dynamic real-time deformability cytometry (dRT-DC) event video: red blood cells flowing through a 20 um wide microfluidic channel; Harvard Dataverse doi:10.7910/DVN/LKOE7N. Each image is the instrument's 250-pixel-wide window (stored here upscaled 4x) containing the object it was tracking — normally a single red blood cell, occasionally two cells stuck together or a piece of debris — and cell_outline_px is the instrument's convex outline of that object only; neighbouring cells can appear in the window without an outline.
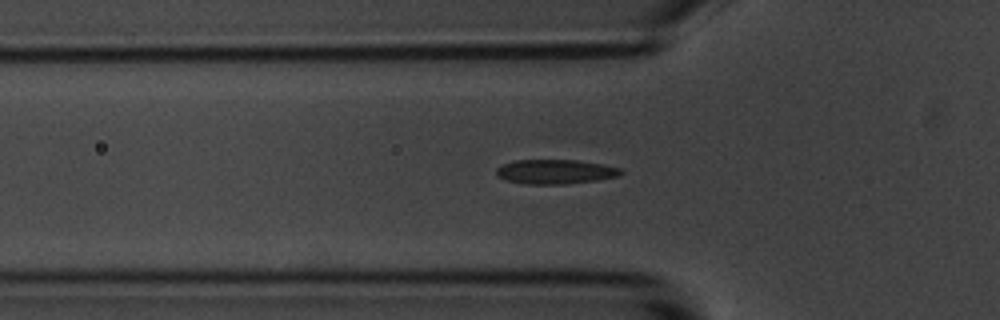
{"species": "common noctule bat (a hibernating species)", "species_latin": "Nyctalus noctula", "temperature_condition": "room temperature", "stored_images_in_passage": 55, "camera_frame_rate_fps": 3000, "um_per_image_px": 0.085, "animal": {"sex": "male", "body_mass_g": 20.1, "forearm_length_mm": 53.5}, "frame": {"image": 1, "passage_image": 17, "time_ms": 5.333, "image_size_px": [1000, 320], "cell_outline_px": [[624, 172], [620, 176], [596, 180], [564, 184], [528, 184], [504, 180], [496, 176], [496, 168], [504, 164], [516, 160], [576, 160], [600, 164], [620, 168]], "centroid_in_image_um": [47.18, 14.6], "position_along_channel_um": 78.6, "area_um2": 17.69}}
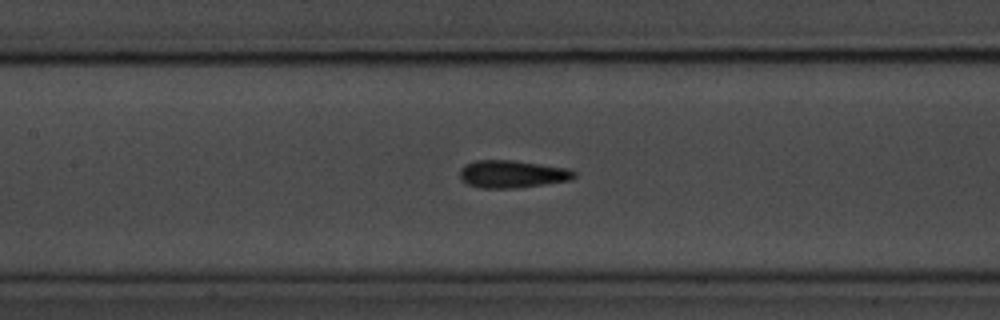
{"frame": {"image": 2, "passage_image": 24, "time_ms": 7.667, "image_size_px": [1000, 320], "cell_outline_px": [[576, 176], [572, 180], [516, 188], [480, 188], [468, 184], [460, 176], [460, 168], [464, 164], [476, 160], [512, 160], [568, 168], [576, 172]], "centroid_in_image_um": [43.55, 14.79], "position_along_channel_um": 163.9, "area_um2": 18.38}}
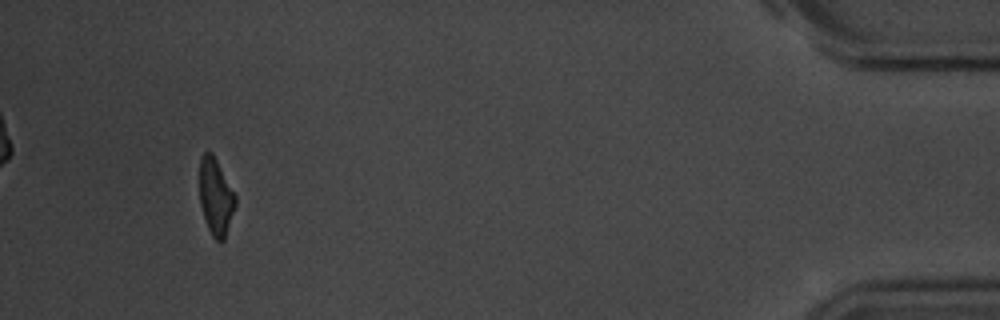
{"frame": {"image": 3, "passage_image": 51, "time_ms": 16.667, "image_size_px": [1000, 320], "cell_outline_px": [[236, 204], [224, 240], [216, 240], [212, 236], [208, 228], [200, 204], [200, 156], [204, 152], [212, 152], [236, 196]], "centroid_in_image_um": [18.33, 16.71], "position_along_channel_um": 416.9, "area_um2": 15.78}, "authors_computed_cell_mechanics": {"area_um2": 17.5712, "velocity_mm_per_s": 3.5998, "shape_relaxation_time_tau1_ms": 3.6655, "shape_relaxation_time_tau2_ms": 2.4193, "deformation_change_tau1": 0.1246, "deformation_change_tau2": 0.0876}}